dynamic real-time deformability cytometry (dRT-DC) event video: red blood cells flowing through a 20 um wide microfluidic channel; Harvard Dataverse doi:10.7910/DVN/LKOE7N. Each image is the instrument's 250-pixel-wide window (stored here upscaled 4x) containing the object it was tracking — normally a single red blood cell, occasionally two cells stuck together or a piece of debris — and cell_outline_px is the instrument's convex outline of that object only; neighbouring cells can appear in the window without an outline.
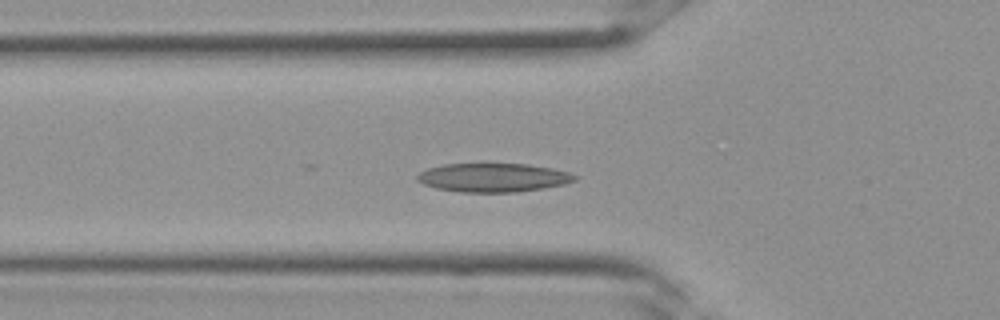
{"species": "Egyptian fruit bat (a non-hibernating species)", "species_latin": "Rousettus aegyptiacus", "temperature_condition": "room temperature", "stored_images_in_passage": 33, "camera_frame_rate_fps": 3000, "um_per_image_px": 0.085, "frame": {"image": 1, "passage_image": 11, "time_ms": 3.333, "image_size_px": [1000, 320], "cell_outline_px": [[576, 180], [564, 184], [544, 188], [516, 192], [460, 192], [436, 188], [424, 184], [416, 180], [416, 176], [420, 172], [428, 168], [444, 164], [480, 160], [484, 160], [528, 164], [552, 168], [568, 172], [576, 176]], "centroid_in_image_um": [41.87, 15.04], "position_along_channel_um": 83.9, "area_um2": 27.57}}
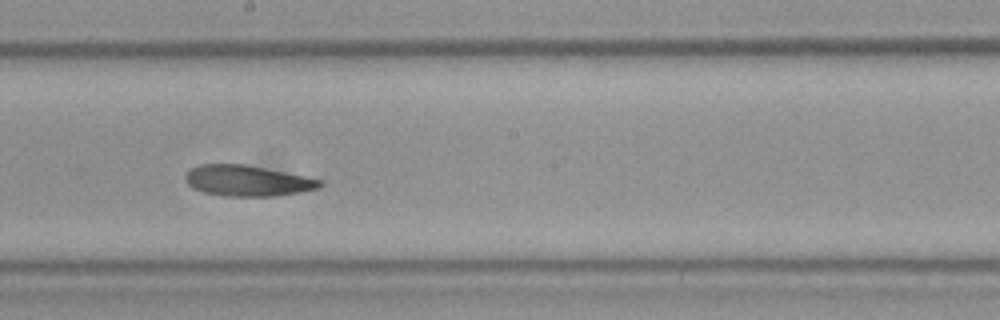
{"frame": {"image": 2, "passage_image": 18, "time_ms": 5.667, "image_size_px": [1000, 320], "cell_outline_px": [[324, 184], [320, 188], [300, 192], [272, 196], [228, 196], [204, 192], [192, 188], [188, 184], [184, 176], [192, 168], [200, 164], [244, 164], [324, 180]], "centroid_in_image_um": [21.05, 15.36], "position_along_channel_um": 227.2, "area_um2": 23.99}}
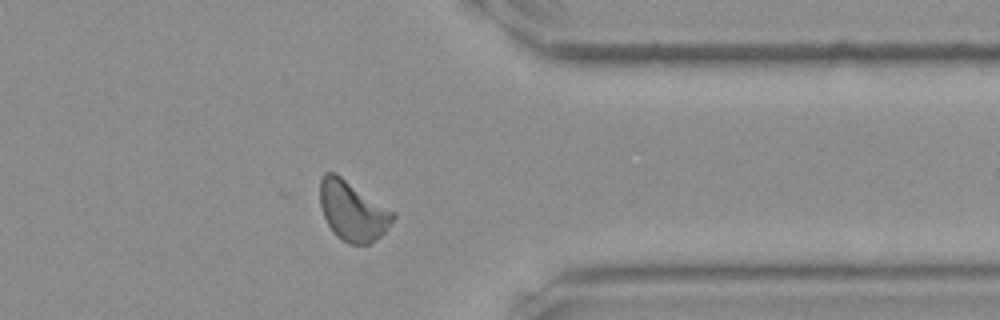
{"frame": {"image": 3, "passage_image": 26, "time_ms": 8.333, "image_size_px": [1000, 320], "cell_outline_px": [[396, 216], [384, 232], [376, 240], [368, 244], [348, 244], [336, 236], [332, 232], [324, 216], [320, 204], [320, 180], [324, 172], [336, 172], [396, 212]], "centroid_in_image_um": [29.98, 17.91], "position_along_channel_um": 381.4, "area_um2": 25.66}}